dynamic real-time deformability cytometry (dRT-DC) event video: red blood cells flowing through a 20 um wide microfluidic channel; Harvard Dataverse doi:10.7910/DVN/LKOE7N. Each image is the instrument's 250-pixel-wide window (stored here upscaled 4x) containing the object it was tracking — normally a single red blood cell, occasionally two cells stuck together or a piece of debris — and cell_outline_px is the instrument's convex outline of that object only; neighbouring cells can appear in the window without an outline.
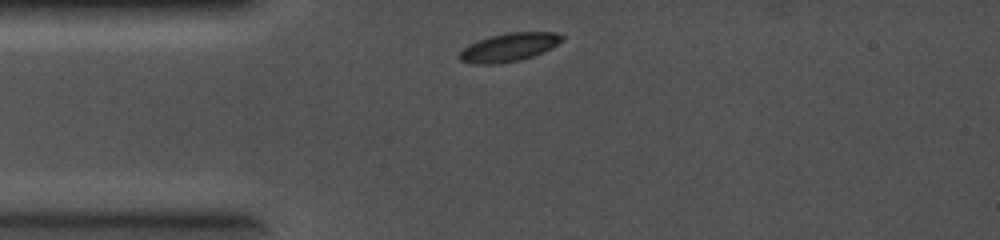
{"species": "common noctule bat (a hibernating species)", "species_latin": "Nyctalus noctula", "temperature_condition": "cold", "stored_images_in_passage": 1, "camera_frame_rate_fps": 5000, "um_per_image_px": 0.085, "animal": {"sex": "female", "body_mass_g": 19.0, "forearm_length_mm": 56.7}, "frame": {"image": 1, "passage_image": 1, "time_ms": 0.0, "image_size_px": [1000, 240], "cell_outline_px": [[564, 40], [552, 48], [532, 56], [520, 60], [496, 64], [472, 64], [460, 60], [460, 52], [468, 44], [476, 40], [488, 36], [508, 32], [556, 32], [564, 36]], "centroid_in_image_um": [43.27, 4.0], "position_along_channel_um": 41.7, "area_um2": 17.11}}